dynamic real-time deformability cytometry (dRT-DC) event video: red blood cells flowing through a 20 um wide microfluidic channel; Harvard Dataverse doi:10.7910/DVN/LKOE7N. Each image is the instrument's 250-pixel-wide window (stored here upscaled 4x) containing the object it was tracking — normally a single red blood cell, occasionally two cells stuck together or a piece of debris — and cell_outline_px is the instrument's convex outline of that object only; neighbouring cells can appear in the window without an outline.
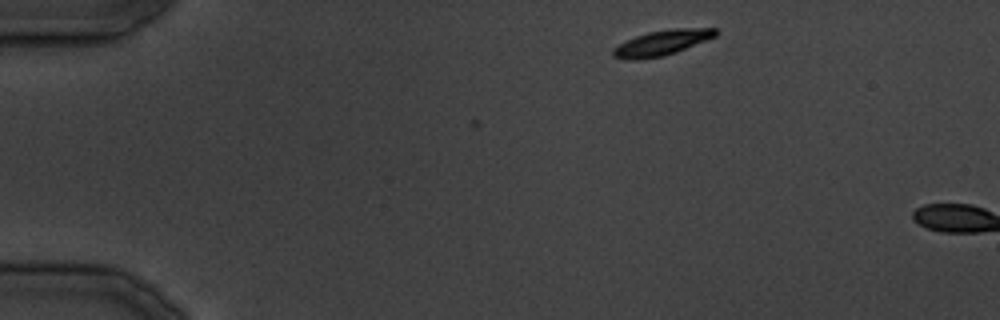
{"species": "common noctule bat (a hibernating species)", "species_latin": "Nyctalus noctula", "temperature_condition": "cold", "stored_images_in_passage": 3, "camera_frame_rate_fps": 3000, "um_per_image_px": 0.085, "animal": {"sex": "male", "body_mass_g": 19.5, "forearm_length_mm": 54.6}, "frame": {"image": 1, "passage_image": 3, "time_ms": 2.333, "image_size_px": [1000, 320], "cell_outline_px": [[720, 32], [716, 36], [676, 52], [664, 56], [632, 60], [628, 60], [612, 56], [612, 48], [636, 36], [648, 32], [676, 28], [716, 28]], "centroid_in_image_um": [56.27, 3.63], "position_along_channel_um": 28.7, "area_um2": 14.97}}